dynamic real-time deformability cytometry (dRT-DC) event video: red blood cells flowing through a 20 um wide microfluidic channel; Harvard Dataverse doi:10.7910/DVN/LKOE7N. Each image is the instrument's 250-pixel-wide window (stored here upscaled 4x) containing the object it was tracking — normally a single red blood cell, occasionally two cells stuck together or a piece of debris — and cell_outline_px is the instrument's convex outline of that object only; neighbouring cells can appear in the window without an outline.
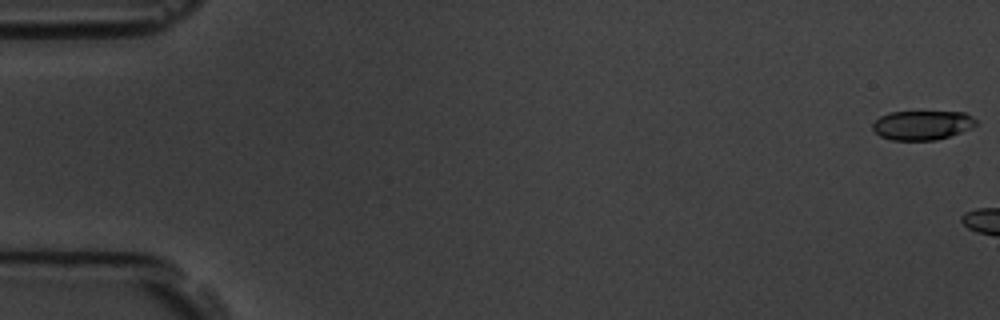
{"species": "common noctule bat (a hibernating species)", "species_latin": "Nyctalus noctula", "temperature_condition": "room temperature", "stored_images_in_passage": 6, "camera_frame_rate_fps": 3000, "um_per_image_px": 0.085, "animal": {"sex": "male", "body_mass_g": 19.5, "forearm_length_mm": 54.6}, "frame": {"image": 1, "passage_image": 1, "time_ms": 0.0, "image_size_px": [1000, 320], "cell_outline_px": [[976, 124], [972, 128], [936, 140], [892, 140], [880, 136], [872, 128], [872, 124], [880, 116], [888, 112], [964, 112], [972, 116], [976, 120]], "centroid_in_image_um": [78.38, 10.63], "position_along_channel_um": 6.6, "area_um2": 17.57}}